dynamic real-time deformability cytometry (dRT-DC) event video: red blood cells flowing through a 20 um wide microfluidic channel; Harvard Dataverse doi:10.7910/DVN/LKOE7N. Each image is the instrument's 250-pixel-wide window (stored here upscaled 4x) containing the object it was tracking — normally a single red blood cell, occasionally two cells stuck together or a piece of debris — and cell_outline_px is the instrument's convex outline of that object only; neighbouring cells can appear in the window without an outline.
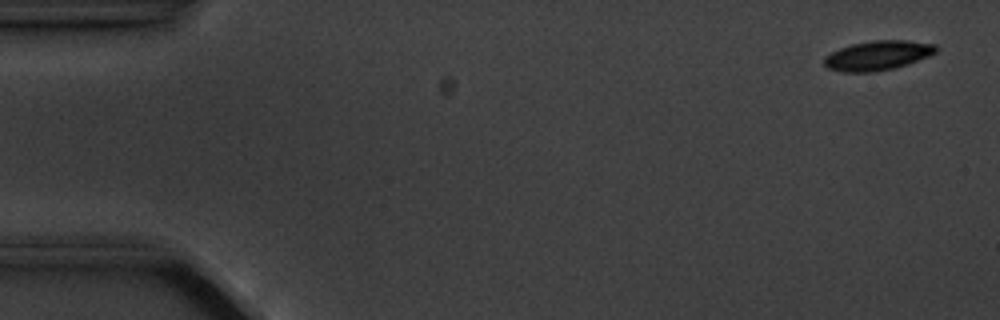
{"species": "common noctule bat (a hibernating species)", "species_latin": "Nyctalus noctula", "temperature_condition": "cold", "stored_images_in_passage": 4, "camera_frame_rate_fps": 3000, "um_per_image_px": 0.085, "animal": {"sex": "male", "body_mass_g": 20.1, "forearm_length_mm": 53.5}, "frame": {"image": 1, "passage_image": 1, "time_ms": 0.0, "image_size_px": [1000, 320], "cell_outline_px": [[936, 52], [928, 56], [908, 64], [892, 68], [872, 72], [844, 72], [828, 68], [824, 64], [824, 56], [840, 48], [852, 44], [872, 40], [908, 40], [936, 44]], "centroid_in_image_um": [74.6, 4.7], "position_along_channel_um": 10.4, "area_um2": 19.13}}